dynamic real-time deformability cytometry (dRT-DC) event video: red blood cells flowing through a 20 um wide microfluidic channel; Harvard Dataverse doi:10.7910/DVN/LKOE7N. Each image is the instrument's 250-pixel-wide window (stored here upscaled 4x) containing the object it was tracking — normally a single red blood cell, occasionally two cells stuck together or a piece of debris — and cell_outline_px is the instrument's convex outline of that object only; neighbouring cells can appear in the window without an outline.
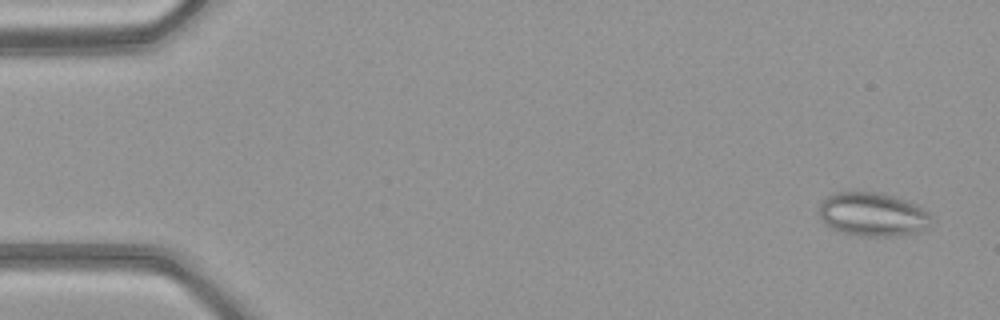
{"species": "common noctule bat (a hibernating species)", "species_latin": "Nyctalus noctula", "temperature_condition": "warm", "stored_images_in_passage": 50, "camera_frame_rate_fps": 3000, "um_per_image_px": 0.085, "animal": {"sex": "female", "body_mass_g": 21.9}, "frame": {"image": 1, "passage_image": 3, "time_ms": 0.667, "image_size_px": [1000, 320], "cell_outline_px": [[936, 220], [928, 228], [920, 232], [896, 236], [860, 236], [844, 232], [832, 228], [824, 224], [820, 216], [820, 200], [836, 192], [848, 188], [880, 192], [916, 204], [928, 212]], "centroid_in_image_um": [74.2, 18.19], "position_along_channel_um": 10.8, "area_um2": 29.54}}
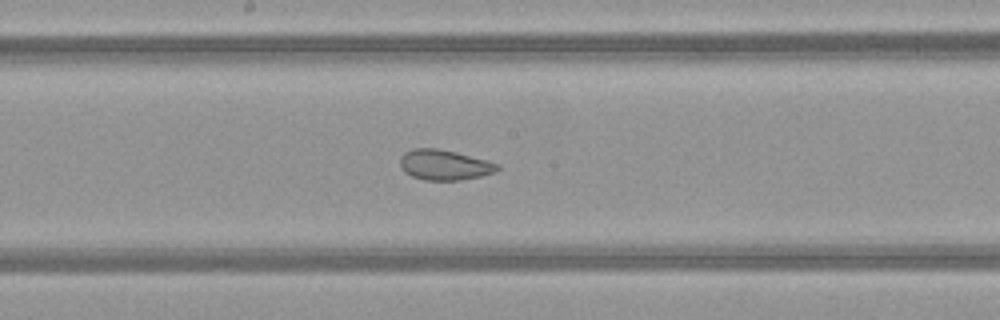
{"frame": {"image": 2, "passage_image": 27, "time_ms": 8.667, "image_size_px": [1000, 320], "cell_outline_px": [[500, 168], [496, 172], [480, 176], [460, 180], [424, 180], [412, 176], [404, 172], [400, 168], [400, 156], [404, 152], [412, 148], [436, 148], [456, 152], [488, 160], [500, 164]], "centroid_in_image_um": [37.77, 14.01], "position_along_channel_um": 210.4, "area_um2": 17.4}}
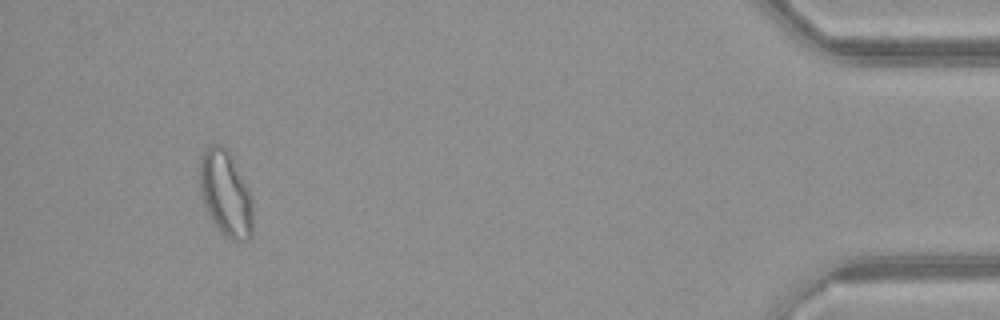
{"frame": {"image": 3, "passage_image": 47, "time_ms": 15.333, "image_size_px": [1000, 320], "cell_outline_px": [[252, 236], [248, 240], [232, 240], [224, 236], [216, 228], [204, 204], [200, 192], [200, 160], [204, 152], [212, 144], [220, 144], [228, 152], [248, 188], [252, 196]], "centroid_in_image_um": [19.18, 16.51], "position_along_channel_um": 416.0, "area_um2": 26.18}, "authors_computed_cell_mechanics": {"area_um2": 23.6113, "velocity_mm_per_s": 4.1687, "shape_relaxation_time_tau1_ms": null, "shape_relaxation_time_tau2_ms": 1.5256, "deformation_change_tau1": null, "deformation_change_tau2": 0.0594}}